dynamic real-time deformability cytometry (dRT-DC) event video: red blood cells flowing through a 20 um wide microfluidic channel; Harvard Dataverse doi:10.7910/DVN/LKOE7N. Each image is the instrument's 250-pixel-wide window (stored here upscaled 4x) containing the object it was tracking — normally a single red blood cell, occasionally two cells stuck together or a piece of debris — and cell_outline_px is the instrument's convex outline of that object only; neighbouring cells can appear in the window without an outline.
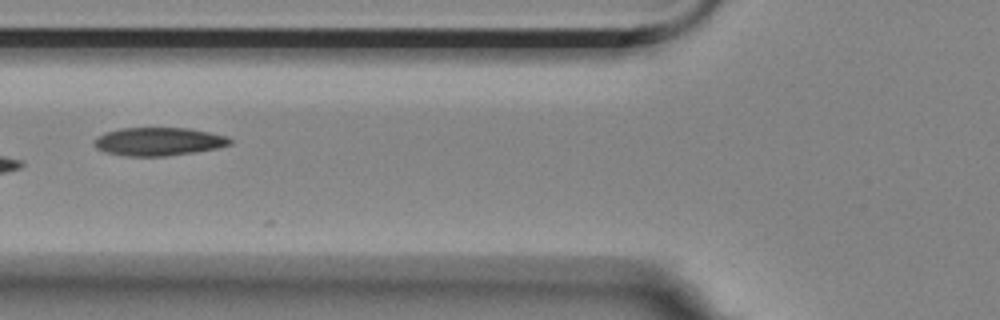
{"species": "Egyptian fruit bat (a non-hibernating species)", "species_latin": "Rousettus aegyptiacus", "temperature_condition": "room temperature", "stored_images_in_passage": 8, "camera_frame_rate_fps": 3000, "um_per_image_px": 0.085, "animal": {"sex": "female"}, "frame": {"image": 1, "passage_image": 6, "time_ms": 6.333, "image_size_px": [1000, 320], "cell_outline_px": [[232, 144], [216, 148], [196, 152], [164, 156], [124, 156], [104, 152], [96, 148], [92, 144], [104, 132], [120, 128], [188, 128], [228, 136], [232, 140]], "centroid_in_image_um": [13.47, 12.03], "position_along_channel_um": 112.3, "area_um2": 22.37}}
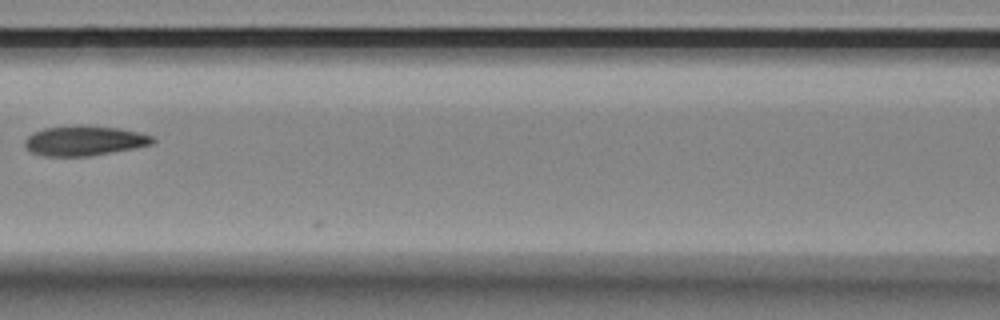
{"frame": {"image": 2, "passage_image": 7, "time_ms": 7.667, "image_size_px": [1000, 320], "cell_outline_px": [[156, 140], [152, 144], [132, 148], [88, 156], [44, 156], [32, 152], [24, 148], [24, 140], [32, 132], [44, 128], [84, 124], [120, 128], [140, 132], [152, 136]], "centroid_in_image_um": [7.13, 11.94], "position_along_channel_um": 159.5, "area_um2": 22.43}}
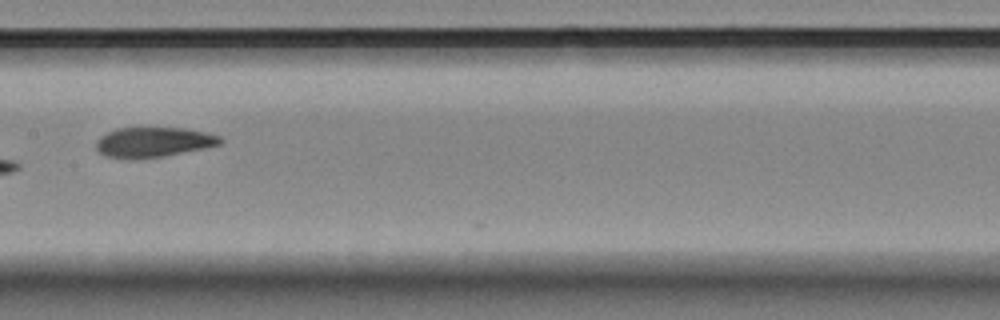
{"frame": {"image": 3, "passage_image": 8, "time_ms": 8.667, "image_size_px": [1000, 320], "cell_outline_px": [[224, 140], [220, 144], [204, 148], [160, 156], [132, 160], [124, 160], [104, 156], [96, 148], [96, 140], [100, 136], [116, 128], [140, 124], [184, 128], [204, 132], [220, 136]], "centroid_in_image_um": [12.96, 12.04], "position_along_channel_um": 194.4, "area_um2": 22.72}}